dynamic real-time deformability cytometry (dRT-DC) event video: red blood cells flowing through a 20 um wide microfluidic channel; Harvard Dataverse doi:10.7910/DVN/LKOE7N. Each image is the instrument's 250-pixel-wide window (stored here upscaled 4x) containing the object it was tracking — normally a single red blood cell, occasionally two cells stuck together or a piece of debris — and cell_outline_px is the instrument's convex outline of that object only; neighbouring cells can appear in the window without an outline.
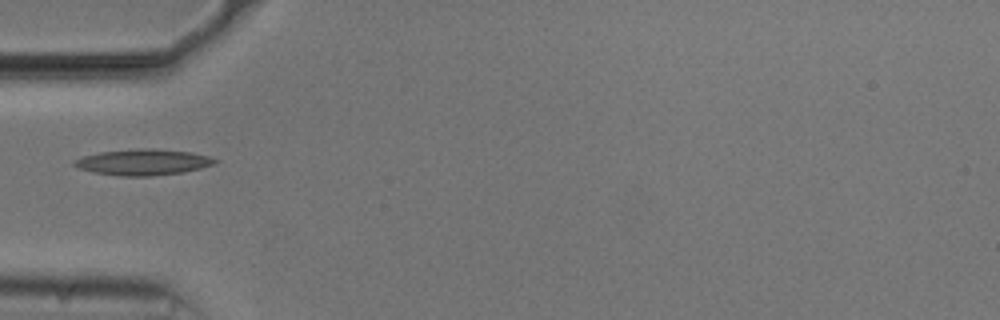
{"species": "common noctule bat (a hibernating species)", "species_latin": "Nyctalus noctula", "temperature_condition": "cold", "stored_images_in_passage": 37, "camera_frame_rate_fps": 3000, "um_per_image_px": 0.085, "animal": {"sex": "male", "body_mass_g": 20.5, "forearm_length_mm": 52.5}, "frame": {"image": 1, "passage_image": 1, "time_ms": 0.0, "image_size_px": [1000, 320], "cell_outline_px": [[220, 160], [212, 164], [200, 168], [184, 172], [152, 176], [120, 176], [92, 172], [76, 168], [72, 164], [72, 160], [84, 156], [100, 152], [144, 148], [152, 148], [192, 152], [208, 156]], "centroid_in_image_um": [12.13, 13.79], "position_along_channel_um": 72.9, "area_um2": 21.39}}
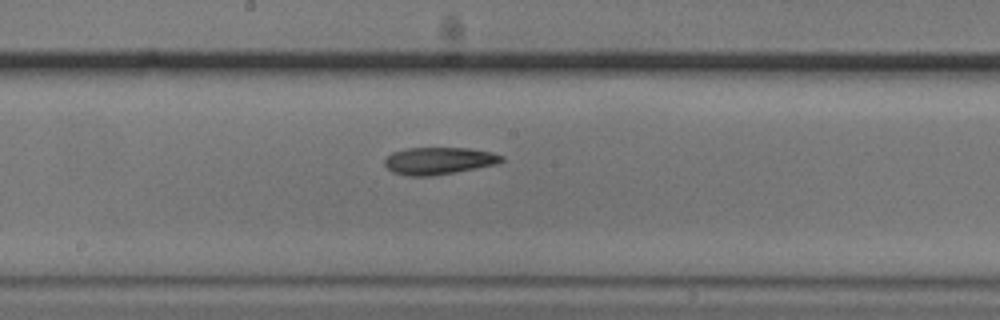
{"frame": {"image": 2, "passage_image": 12, "time_ms": 3.667, "image_size_px": [1000, 320], "cell_outline_px": [[504, 160], [496, 164], [456, 172], [432, 176], [408, 176], [392, 172], [384, 164], [384, 160], [392, 152], [408, 148], [468, 148], [492, 152], [504, 156]], "centroid_in_image_um": [37.3, 13.67], "position_along_channel_um": 210.9, "area_um2": 18.55}}
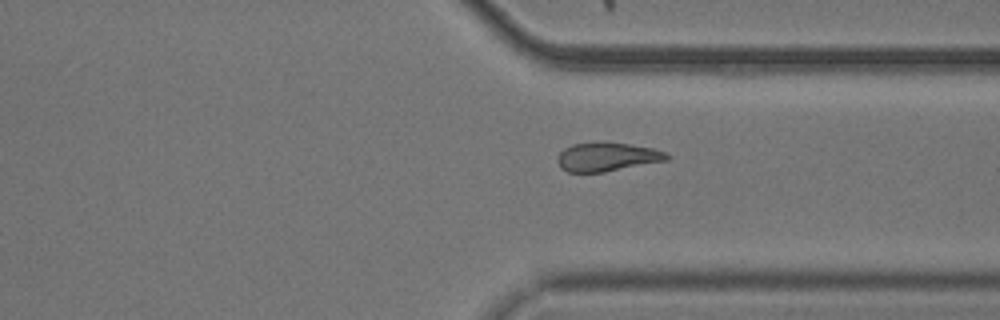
{"frame": {"image": 3, "passage_image": 24, "time_ms": 7.667, "image_size_px": [1000, 320], "cell_outline_px": [[672, 156], [668, 160], [604, 172], [568, 172], [560, 168], [556, 160], [560, 152], [564, 148], [572, 144], [596, 140], [600, 140], [628, 144], [652, 148], [668, 152]], "centroid_in_image_um": [51.59, 13.31], "position_along_channel_um": 359.8, "area_um2": 18.84}}